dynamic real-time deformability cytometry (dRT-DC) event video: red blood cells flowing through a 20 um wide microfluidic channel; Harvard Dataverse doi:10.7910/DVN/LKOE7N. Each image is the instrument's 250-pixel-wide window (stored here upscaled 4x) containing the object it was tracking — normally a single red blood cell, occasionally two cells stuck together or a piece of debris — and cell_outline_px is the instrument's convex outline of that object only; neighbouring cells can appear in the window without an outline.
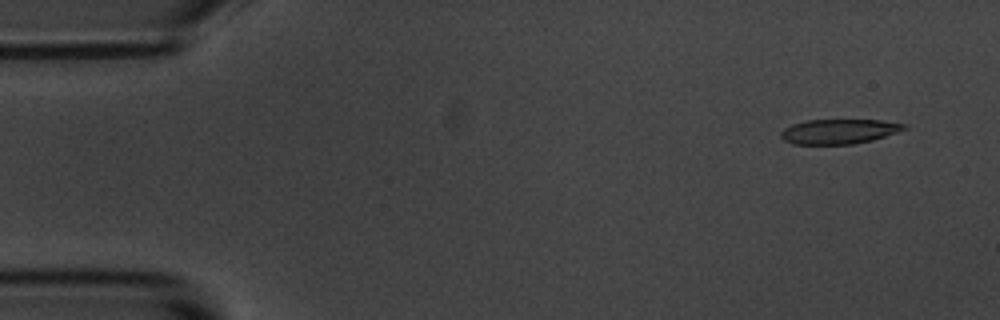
{"species": "common noctule bat (a hibernating species)", "species_latin": "Nyctalus noctula", "temperature_condition": "room temperature", "stored_images_in_passage": 4, "camera_frame_rate_fps": 3000, "um_per_image_px": 0.085, "animal": {"sex": "male", "body_mass_g": 20.1, "forearm_length_mm": 53.5}, "frame": {"image": 1, "passage_image": 1, "time_ms": 0.0, "image_size_px": [1000, 320], "cell_outline_px": [[908, 128], [872, 140], [852, 144], [792, 144], [784, 140], [780, 136], [780, 132], [784, 128], [792, 124], [808, 120], [880, 120], [908, 124]], "centroid_in_image_um": [71.3, 11.17], "position_along_channel_um": 13.7, "area_um2": 17.74}}